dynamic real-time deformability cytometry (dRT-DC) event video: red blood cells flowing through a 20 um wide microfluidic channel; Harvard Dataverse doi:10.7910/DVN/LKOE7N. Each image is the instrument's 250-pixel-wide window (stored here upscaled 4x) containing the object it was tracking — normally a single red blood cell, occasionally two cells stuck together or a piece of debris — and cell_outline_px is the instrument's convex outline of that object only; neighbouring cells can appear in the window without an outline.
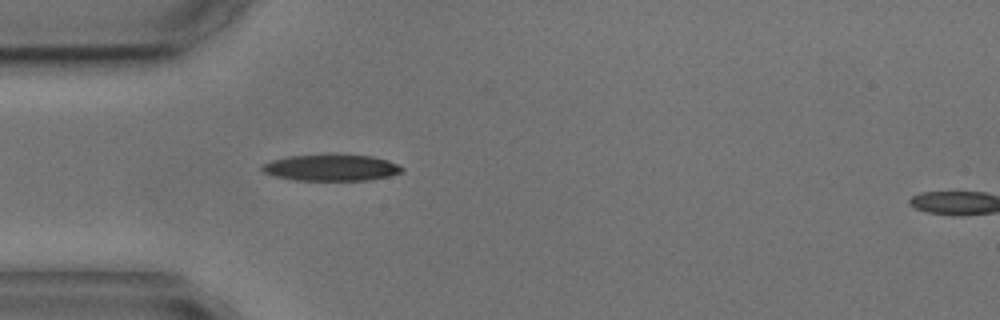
{"species": "common noctule bat (a hibernating species)", "species_latin": "Nyctalus noctula", "temperature_condition": "cold", "stored_images_in_passage": 2, "segment_of_instrument_passage": [1, 2], "camera_frame_rate_fps": 3000, "um_per_image_px": 0.085, "animal": {"sex": "male", "body_mass_g": 17.9, "forearm_length_mm": 54.2}, "frame": {"image": 1, "passage_image": 1, "time_ms": 0.0, "image_size_px": [1000, 320], "cell_outline_px": [[404, 168], [400, 172], [388, 176], [368, 180], [292, 180], [276, 176], [264, 172], [260, 168], [264, 164], [272, 160], [288, 156], [324, 152], [336, 152], [372, 156], [388, 160]], "centroid_in_image_um": [28.14, 14.2], "position_along_channel_um": 56.9, "area_um2": 22.2}}